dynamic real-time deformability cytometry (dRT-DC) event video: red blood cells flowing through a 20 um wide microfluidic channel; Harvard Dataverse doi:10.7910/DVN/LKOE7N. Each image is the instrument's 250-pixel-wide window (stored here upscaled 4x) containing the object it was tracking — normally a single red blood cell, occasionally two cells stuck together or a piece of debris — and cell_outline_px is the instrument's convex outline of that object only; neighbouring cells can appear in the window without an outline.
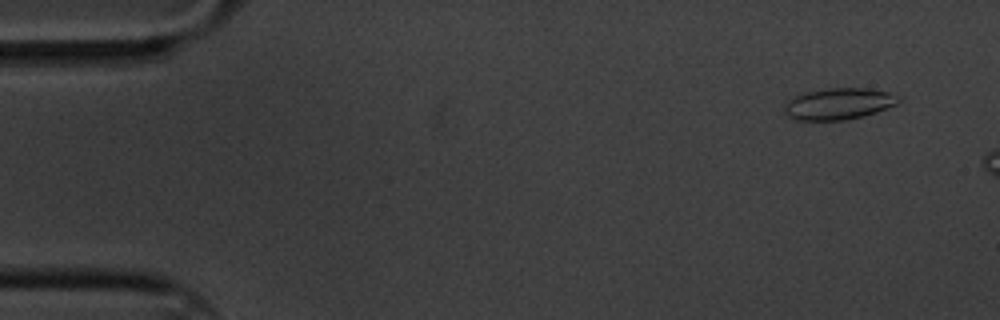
{"species": "common noctule bat (a hibernating species)", "species_latin": "Nyctalus noctula", "temperature_condition": "cold", "stored_images_in_passage": 4, "camera_frame_rate_fps": 3000, "um_per_image_px": 0.085, "animal": {"sex": "male", "body_mass_g": 20.1, "forearm_length_mm": 53.5}, "frame": {"image": 1, "passage_image": 2, "time_ms": 0.333, "image_size_px": [1000, 320], "cell_outline_px": [[900, 100], [896, 104], [876, 112], [864, 116], [844, 120], [796, 120], [788, 116], [784, 112], [784, 104], [788, 100], [804, 92], [828, 88], [864, 88], [888, 92], [900, 96]], "centroid_in_image_um": [71.27, 8.82], "position_along_channel_um": 13.7, "area_um2": 20.92}}